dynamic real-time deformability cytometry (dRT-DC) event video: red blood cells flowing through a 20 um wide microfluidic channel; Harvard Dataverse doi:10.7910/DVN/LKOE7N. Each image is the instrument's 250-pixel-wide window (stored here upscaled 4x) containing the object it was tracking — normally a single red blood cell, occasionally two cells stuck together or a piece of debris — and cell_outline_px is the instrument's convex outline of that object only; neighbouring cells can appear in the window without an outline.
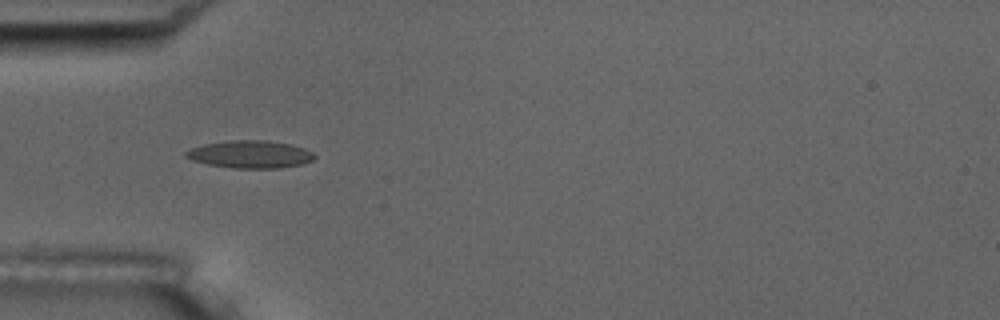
{"species": "common noctule bat (a hibernating species)", "species_latin": "Nyctalus noctula", "temperature_condition": "room temperature", "stored_images_in_passage": 10, "camera_frame_rate_fps": 3000, "um_per_image_px": 0.085, "animal": {"sex": "male", "body_mass_g": 17.5, "forearm_length_mm": 52.3}, "frame": {"image": 1, "passage_image": 4, "time_ms": 4.333, "image_size_px": [1000, 320], "cell_outline_px": [[316, 156], [312, 160], [304, 164], [280, 168], [232, 168], [208, 164], [192, 160], [184, 156], [184, 152], [188, 148], [204, 144], [232, 140], [264, 140], [292, 144], [304, 148], [312, 152]], "centroid_in_image_um": [21.26, 13.12], "position_along_channel_um": 63.7, "area_um2": 20.81}}
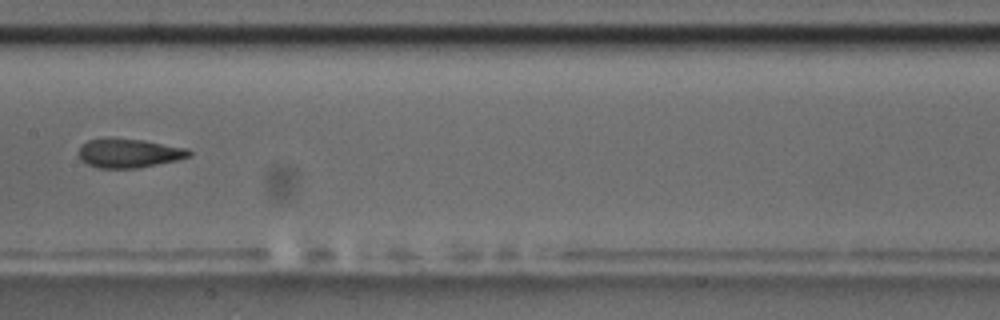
{"frame": {"image": 2, "passage_image": 7, "time_ms": 8.0, "image_size_px": [1000, 320], "cell_outline_px": [[192, 156], [176, 160], [136, 168], [100, 168], [88, 164], [80, 160], [76, 152], [80, 144], [88, 140], [108, 136], [144, 140], [188, 148], [192, 152]], "centroid_in_image_um": [10.9, 12.98], "position_along_channel_um": 196.5, "area_um2": 19.19}}